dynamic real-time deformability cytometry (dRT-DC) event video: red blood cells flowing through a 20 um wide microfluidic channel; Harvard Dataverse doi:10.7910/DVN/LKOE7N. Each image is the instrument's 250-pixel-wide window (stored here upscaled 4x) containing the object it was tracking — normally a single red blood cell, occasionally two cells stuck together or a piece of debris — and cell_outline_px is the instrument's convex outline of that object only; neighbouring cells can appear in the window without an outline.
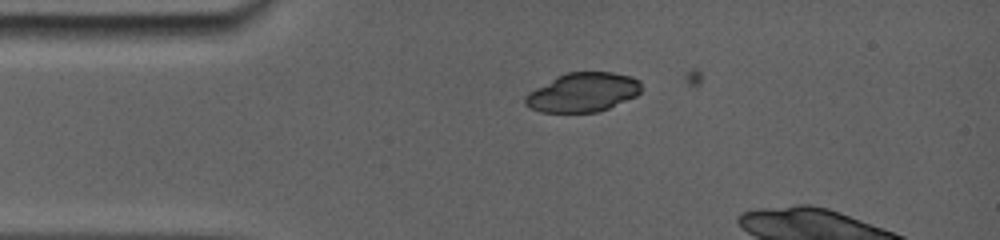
{"species": "common noctule bat (a hibernating species)", "species_latin": "Nyctalus noctula", "temperature_condition": "room temperature", "stored_images_in_passage": 3, "camera_frame_rate_fps": 5000, "um_per_image_px": 0.085, "animal": {"sex": "female", "body_mass_g": 19.0, "forearm_length_mm": 56.7}, "frame": {"image": 1, "passage_image": 2, "time_ms": 0.2, "image_size_px": [1000, 240], "cell_outline_px": [[644, 88], [636, 96], [608, 108], [596, 112], [540, 112], [524, 104], [524, 96], [528, 92], [556, 76], [568, 72], [612, 72], [632, 76], [640, 80]], "centroid_in_image_um": [49.56, 7.84], "position_along_channel_um": 35.4, "area_um2": 26.65}}